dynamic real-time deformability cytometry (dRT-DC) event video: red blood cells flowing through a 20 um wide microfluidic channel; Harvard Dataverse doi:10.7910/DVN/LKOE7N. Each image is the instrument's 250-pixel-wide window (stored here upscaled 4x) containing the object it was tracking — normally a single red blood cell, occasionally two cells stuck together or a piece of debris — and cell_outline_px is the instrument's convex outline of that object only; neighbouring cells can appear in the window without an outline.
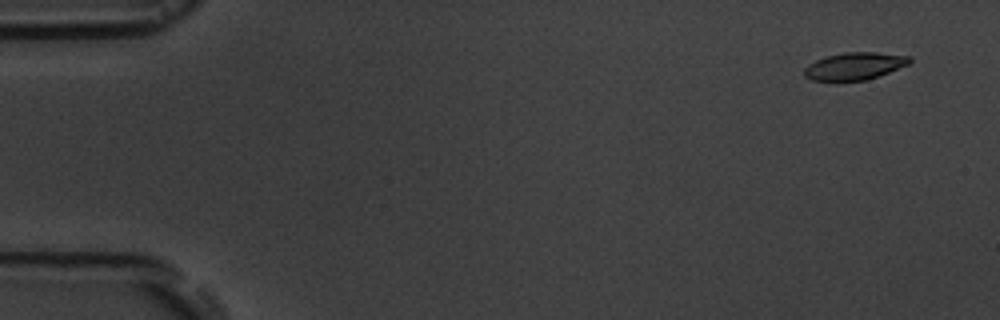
{"species": "common noctule bat (a hibernating species)", "species_latin": "Nyctalus noctula", "temperature_condition": "room temperature", "stored_images_in_passage": 6, "segment_of_instrument_passage": [1, 2], "camera_frame_rate_fps": 3000, "um_per_image_px": 0.085, "animal": {"sex": "male", "body_mass_g": 19.5, "forearm_length_mm": 54.6}, "frame": {"image": 1, "passage_image": 2, "time_ms": 1.0, "image_size_px": [1000, 320], "cell_outline_px": [[912, 60], [908, 64], [888, 72], [864, 80], [812, 80], [804, 76], [804, 68], [808, 64], [816, 60], [828, 56], [844, 52], [872, 52], [908, 56]], "centroid_in_image_um": [72.6, 5.61], "position_along_channel_um": 12.4, "area_um2": 16.36}}
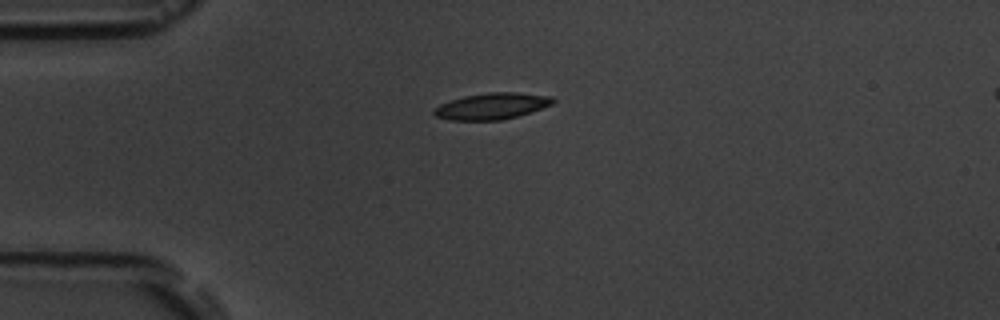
{"frame": {"image": 2, "passage_image": 5, "time_ms": 4.667, "image_size_px": [1000, 320], "cell_outline_px": [[556, 100], [552, 104], [532, 112], [500, 120], [448, 120], [436, 116], [432, 112], [440, 104], [464, 96], [488, 92], [516, 92], [552, 96]], "centroid_in_image_um": [41.83, 9.01], "position_along_channel_um": 43.2, "area_um2": 18.21}}